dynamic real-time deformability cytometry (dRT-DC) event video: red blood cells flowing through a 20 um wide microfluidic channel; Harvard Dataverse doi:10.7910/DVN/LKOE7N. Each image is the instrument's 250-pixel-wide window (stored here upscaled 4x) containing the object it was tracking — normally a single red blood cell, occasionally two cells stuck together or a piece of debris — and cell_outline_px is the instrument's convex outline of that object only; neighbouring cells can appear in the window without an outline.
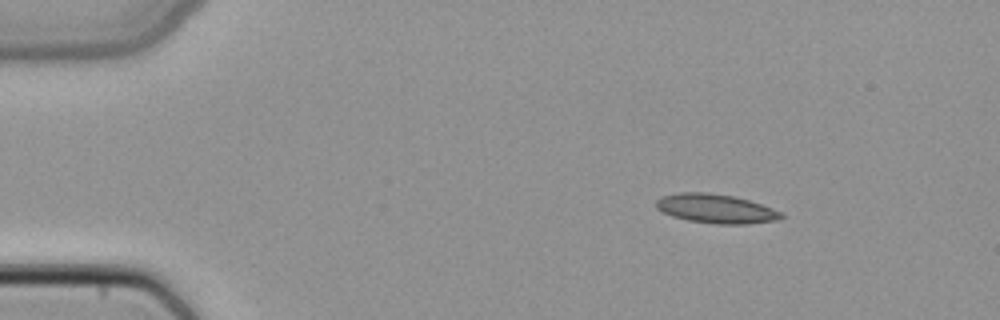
{"species": "common noctule bat (a hibernating species)", "species_latin": "Nyctalus noctula", "temperature_condition": "cold", "stored_images_in_passage": 3, "camera_frame_rate_fps": 3000, "um_per_image_px": 0.085, "animal": {"sex": "female", "body_mass_g": 22.7, "forearm_length_mm": 54.2}, "frame": {"image": 1, "passage_image": 1, "time_ms": 0.0, "image_size_px": [1000, 320], "cell_outline_px": [[784, 216], [780, 220], [748, 224], [716, 224], [688, 220], [672, 216], [656, 208], [656, 200], [660, 196], [680, 192], [708, 192], [736, 196], [784, 212]], "centroid_in_image_um": [60.87, 17.73], "position_along_channel_um": 24.1, "area_um2": 21.44}}